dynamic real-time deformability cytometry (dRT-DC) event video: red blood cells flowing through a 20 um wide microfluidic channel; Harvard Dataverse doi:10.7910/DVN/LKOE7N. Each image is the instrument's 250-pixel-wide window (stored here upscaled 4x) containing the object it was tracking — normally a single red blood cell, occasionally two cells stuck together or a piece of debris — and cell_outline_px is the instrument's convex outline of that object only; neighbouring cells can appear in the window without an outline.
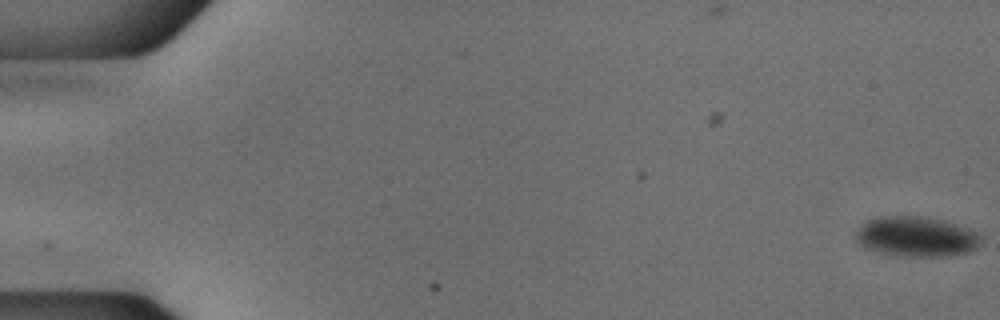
{"species": "common noctule bat (a hibernating species)", "species_latin": "Nyctalus noctula", "temperature_condition": "cold", "stored_images_in_passage": 6, "camera_frame_rate_fps": 3000, "um_per_image_px": 0.085, "animal": {"sex": "male", "body_mass_g": 18.8}, "frame": {"image": 1, "passage_image": 6, "time_ms": 1.667, "image_size_px": [1000, 320], "cell_outline_px": [[984, 236], [980, 244], [976, 248], [968, 252], [948, 256], [904, 256], [880, 252], [864, 248], [856, 240], [856, 232], [860, 224], [864, 220], [880, 216], [920, 216], [940, 220], [968, 228], [980, 232]], "centroid_in_image_um": [77.89, 20.1], "position_along_channel_um": 7.1, "area_um2": 29.48}}